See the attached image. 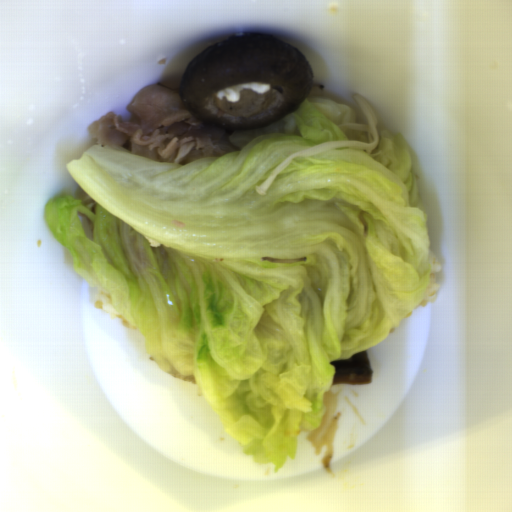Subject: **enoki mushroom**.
<instances>
[{"label": "enoki mushroom", "instance_id": "enoki-mushroom-1", "mask_svg": "<svg viewBox=\"0 0 512 512\" xmlns=\"http://www.w3.org/2000/svg\"><path fill=\"white\" fill-rule=\"evenodd\" d=\"M354 101L359 105L362 113L367 118L366 124H340V129L342 131H349V130H362L368 132V141L367 142H361L358 140H345V141H332L328 143H323L315 146H311L308 148H304L301 150H297L292 155L287 157L285 160H283L280 164H278L275 169L270 173V175L265 179L263 183L260 185H256L254 187L255 191L259 195H266L269 187L273 183V181L277 178V176L287 167V165L290 163L291 160L303 157V156H311L323 152H327L331 149H335L338 147H344V148H353V149H360L363 151H366L368 153H371L373 149H376L378 145V119L370 105V103L363 98L362 96H359L357 94L352 95Z\"/></svg>", "mask_w": 512, "mask_h": 512}]
</instances>
